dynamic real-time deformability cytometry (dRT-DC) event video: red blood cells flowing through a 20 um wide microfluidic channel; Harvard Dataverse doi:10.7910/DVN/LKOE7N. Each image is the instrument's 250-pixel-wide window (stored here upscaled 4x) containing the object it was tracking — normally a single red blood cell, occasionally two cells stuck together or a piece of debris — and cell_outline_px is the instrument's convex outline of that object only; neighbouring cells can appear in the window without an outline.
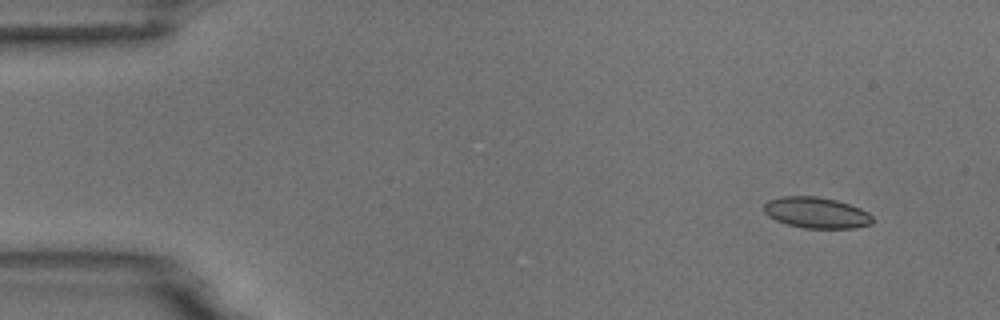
{"species": "common noctule bat (a hibernating species)", "species_latin": "Nyctalus noctula", "temperature_condition": "room temperature", "stored_images_in_passage": 5, "camera_frame_rate_fps": 3000, "um_per_image_px": 0.085, "animal": {"sex": "male", "body_mass_g": 18.8}, "frame": {"image": 1, "passage_image": 2, "time_ms": 1.0, "image_size_px": [1000, 320], "cell_outline_px": [[872, 224], [856, 228], [804, 228], [788, 224], [776, 220], [768, 216], [764, 212], [764, 204], [768, 200], [780, 196], [816, 196], [836, 200], [860, 208], [868, 212], [872, 216]], "centroid_in_image_um": [69.38, 18.07], "position_along_channel_um": 15.6, "area_um2": 19.65}}
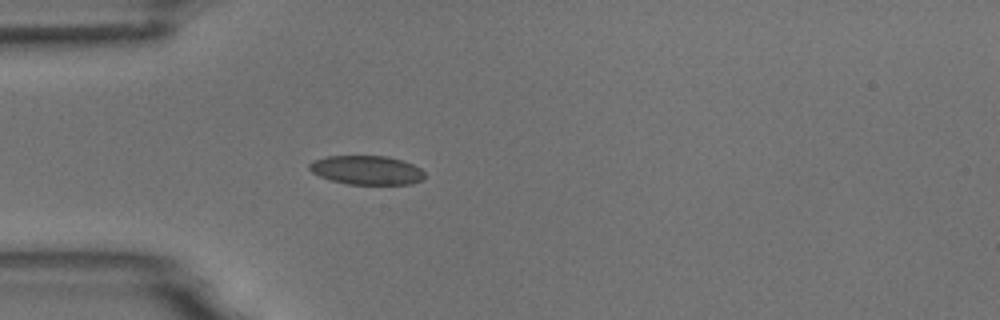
{"frame": {"image": 2, "passage_image": 5, "time_ms": 4.667, "image_size_px": [1000, 320], "cell_outline_px": [[424, 180], [412, 184], [348, 184], [332, 180], [320, 176], [312, 172], [308, 168], [308, 164], [312, 160], [328, 156], [388, 156], [412, 164], [420, 168], [424, 172]], "centroid_in_image_um": [31.17, 14.46], "position_along_channel_um": 53.8, "area_um2": 19.48}}